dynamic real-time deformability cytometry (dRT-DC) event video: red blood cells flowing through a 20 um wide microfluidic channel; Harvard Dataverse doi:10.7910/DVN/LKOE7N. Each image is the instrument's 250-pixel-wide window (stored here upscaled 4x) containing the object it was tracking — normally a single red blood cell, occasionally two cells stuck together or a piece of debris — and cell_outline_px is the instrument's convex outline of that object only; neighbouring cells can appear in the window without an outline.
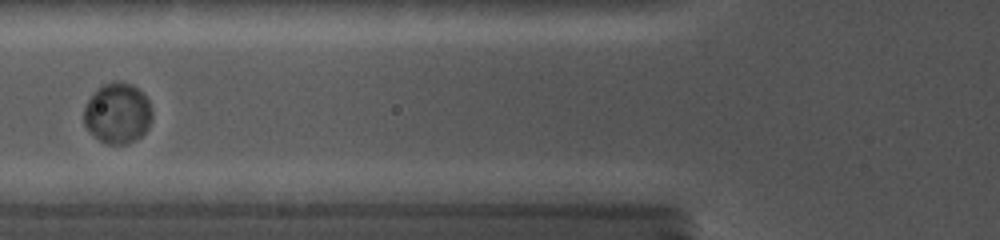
{"species": "common noctule bat (a hibernating species)", "species_latin": "Nyctalus noctula", "temperature_condition": "cold", "stored_images_in_passage": 18, "camera_frame_rate_fps": 5000, "um_per_image_px": 0.085, "animal": {"sex": "female", "body_mass_g": 19.0, "forearm_length_mm": 56.7}, "frame": {"image": 1, "passage_image": 11, "time_ms": 6.2, "image_size_px": [1000, 240], "cell_outline_px": [[152, 120], [148, 128], [140, 136], [128, 144], [108, 144], [100, 140], [84, 124], [84, 108], [88, 100], [104, 84], [112, 80], [128, 84], [136, 88], [148, 100], [152, 112]], "centroid_in_image_um": [10.01, 9.64], "position_along_channel_um": 115.8, "area_um2": 23.58}}
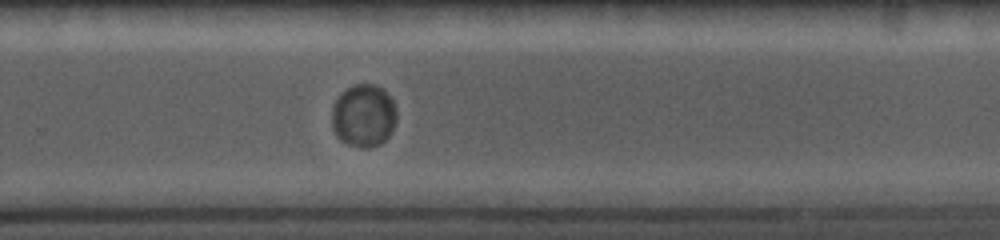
{"frame": {"image": 2, "passage_image": 18, "time_ms": 11.0, "image_size_px": [1000, 240], "cell_outline_px": [[396, 124], [392, 132], [380, 144], [368, 148], [360, 148], [348, 144], [340, 140], [336, 136], [332, 128], [332, 108], [336, 100], [348, 88], [356, 84], [372, 84], [380, 88], [392, 100], [396, 108]], "centroid_in_image_um": [30.91, 9.87], "position_along_channel_um": 298.9, "area_um2": 23.58}}